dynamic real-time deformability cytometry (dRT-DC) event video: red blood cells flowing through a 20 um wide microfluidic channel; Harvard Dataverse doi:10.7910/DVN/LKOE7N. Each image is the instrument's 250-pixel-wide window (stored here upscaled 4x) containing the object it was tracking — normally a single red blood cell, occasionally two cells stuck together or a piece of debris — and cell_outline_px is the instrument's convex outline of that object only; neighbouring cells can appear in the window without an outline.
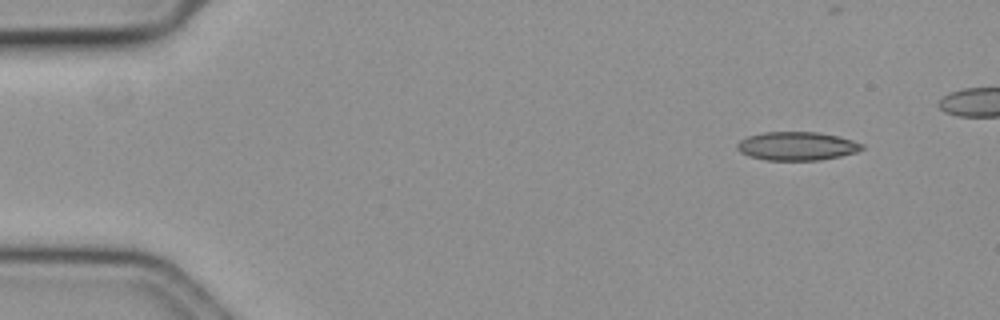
{"species": "common noctule bat (a hibernating species)", "species_latin": "Nyctalus noctula", "temperature_condition": "cold", "stored_images_in_passage": 45, "camera_frame_rate_fps": 3000, "um_per_image_px": 0.085, "animal": {"sex": "female", "body_mass_g": 19.3, "forearm_length_mm": 54.1}, "frame": {"image": 1, "passage_image": 1, "time_ms": 0.0, "image_size_px": [1000, 320], "cell_outline_px": [[864, 148], [856, 152], [840, 156], [820, 160], [764, 160], [748, 156], [740, 152], [736, 148], [736, 144], [740, 140], [748, 136], [764, 132], [820, 132], [840, 136], [864, 144]], "centroid_in_image_um": [67.73, 12.41], "position_along_channel_um": 17.3, "area_um2": 20.92}}
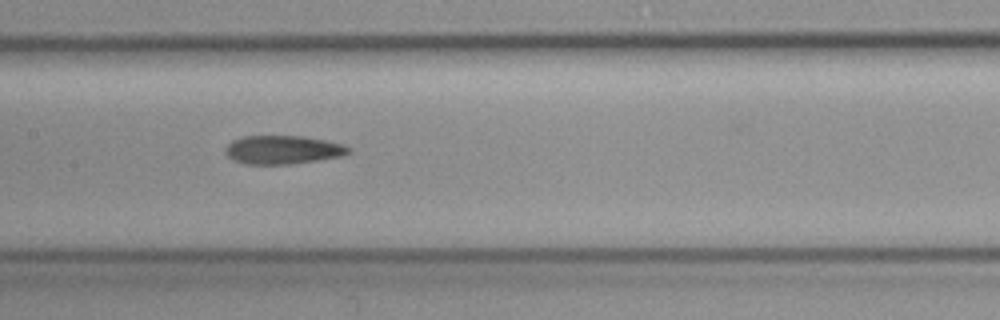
{"frame": {"image": 2, "passage_image": 24, "time_ms": 7.667, "image_size_px": [1000, 320], "cell_outline_px": [[352, 152], [344, 156], [288, 164], [244, 164], [232, 160], [224, 152], [224, 148], [232, 140], [244, 136], [300, 136], [324, 140], [344, 144], [352, 148]], "centroid_in_image_um": [24.04, 12.73], "position_along_channel_um": 183.4, "area_um2": 20.63}}
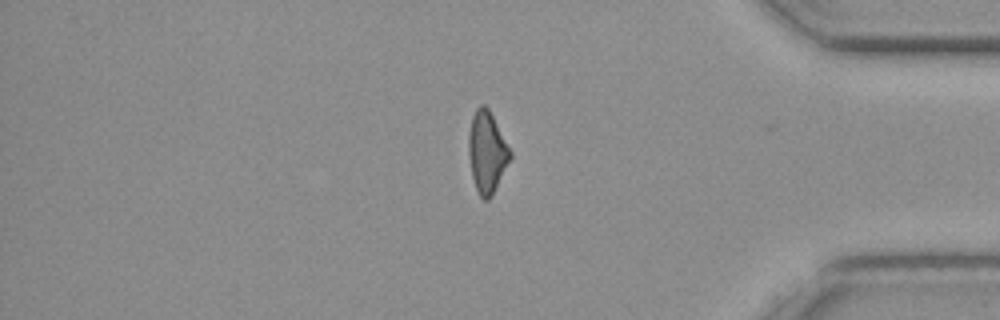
{"frame": {"image": 3, "passage_image": 44, "time_ms": 14.333, "image_size_px": [1000, 320], "cell_outline_px": [[512, 156], [492, 196], [488, 200], [484, 200], [480, 196], [476, 188], [472, 176], [468, 156], [468, 132], [472, 116], [476, 108], [480, 104], [484, 104], [488, 108], [512, 152]], "centroid_in_image_um": [41.38, 12.92], "position_along_channel_um": 393.8, "area_um2": 19.77}, "authors_computed_cell_mechanics": {"area_um2": 20.6346, "velocity_mm_per_s": 3.5677, "shape_relaxation_time_tau1_ms": null, "shape_relaxation_time_tau2_ms": 5.7077, "deformation_change_tau1": null, "deformation_change_tau2": 0.1481}}